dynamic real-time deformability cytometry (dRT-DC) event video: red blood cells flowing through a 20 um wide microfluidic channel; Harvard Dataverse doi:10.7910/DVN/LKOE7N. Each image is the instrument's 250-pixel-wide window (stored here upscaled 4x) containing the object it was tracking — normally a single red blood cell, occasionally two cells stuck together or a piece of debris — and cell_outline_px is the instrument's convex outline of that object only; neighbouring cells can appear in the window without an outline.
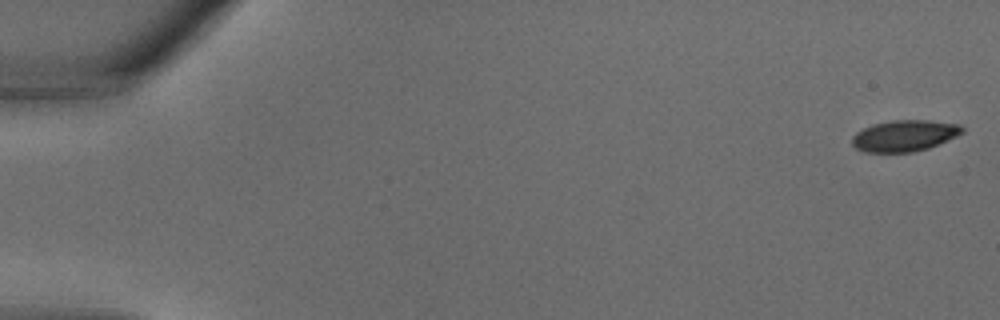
{"species": "common noctule bat (a hibernating species)", "species_latin": "Nyctalus noctula", "temperature_condition": "warm", "stored_images_in_passage": 34, "camera_frame_rate_fps": 3000, "um_per_image_px": 0.085, "animal": {"sex": "male", "body_mass_g": 18.8}, "frame": {"image": 1, "passage_image": 1, "time_ms": 0.0, "image_size_px": [1000, 320], "cell_outline_px": [[964, 132], [956, 136], [928, 148], [912, 152], [864, 152], [856, 148], [852, 144], [852, 136], [856, 132], [872, 124], [892, 120], [928, 120], [960, 124], [964, 128]], "centroid_in_image_um": [76.87, 11.53], "position_along_channel_um": 8.1, "area_um2": 20.06}}
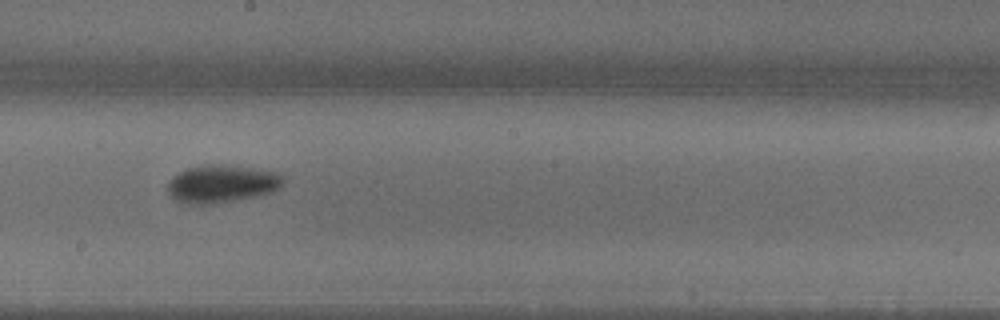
{"frame": {"image": 2, "passage_image": 20, "time_ms": 6.333, "image_size_px": [1000, 320], "cell_outline_px": [[284, 180], [280, 188], [272, 192], [256, 196], [236, 200], [208, 204], [188, 204], [176, 200], [168, 192], [168, 184], [172, 176], [188, 168], [208, 164], [220, 164], [276, 172]], "centroid_in_image_um": [18.83, 15.63], "position_along_channel_um": 229.4, "area_um2": 25.09}}
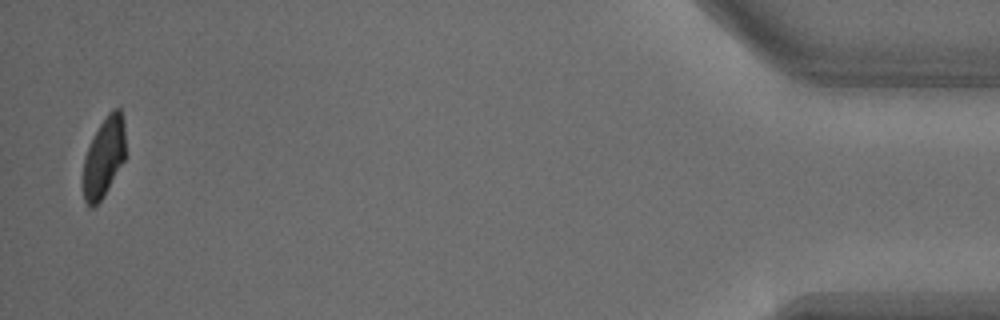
{"frame": {"image": 3, "passage_image": 34, "time_ms": 11.0, "image_size_px": [1000, 320], "cell_outline_px": [[124, 160], [104, 196], [92, 208], [88, 208], [84, 200], [84, 156], [100, 124], [108, 112], [112, 108], [120, 108], [124, 120]], "centroid_in_image_um": [8.83, 13.36], "position_along_channel_um": 426.4, "area_um2": 19.42}}